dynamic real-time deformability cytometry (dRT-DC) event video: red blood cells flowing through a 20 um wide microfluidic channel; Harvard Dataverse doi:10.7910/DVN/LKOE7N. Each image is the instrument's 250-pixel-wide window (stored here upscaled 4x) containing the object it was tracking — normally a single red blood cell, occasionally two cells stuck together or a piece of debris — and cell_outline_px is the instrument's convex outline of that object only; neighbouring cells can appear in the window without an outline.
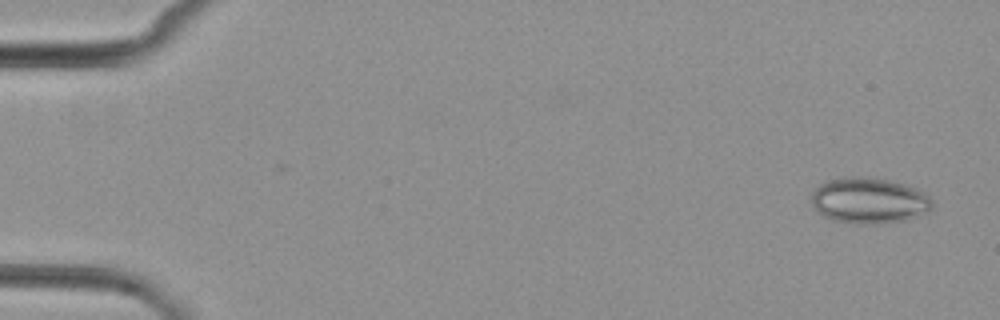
{"species": "common noctule bat (a hibernating species)", "species_latin": "Nyctalus noctula", "temperature_condition": "cold", "stored_images_in_passage": 4, "camera_frame_rate_fps": 3000, "um_per_image_px": 0.085, "animal": {"sex": "female", "body_mass_g": 29.2, "forearm_length_mm": 56.3}, "frame": {"image": 1, "passage_image": 1, "time_ms": 0.0, "image_size_px": [1000, 320], "cell_outline_px": [[932, 208], [928, 212], [904, 220], [876, 224], [856, 224], [832, 220], [824, 216], [816, 208], [812, 200], [812, 192], [820, 184], [828, 180], [888, 180], [904, 184], [916, 188], [924, 192], [932, 200]], "centroid_in_image_um": [73.92, 17.11], "position_along_channel_um": 11.1, "area_um2": 31.15}}